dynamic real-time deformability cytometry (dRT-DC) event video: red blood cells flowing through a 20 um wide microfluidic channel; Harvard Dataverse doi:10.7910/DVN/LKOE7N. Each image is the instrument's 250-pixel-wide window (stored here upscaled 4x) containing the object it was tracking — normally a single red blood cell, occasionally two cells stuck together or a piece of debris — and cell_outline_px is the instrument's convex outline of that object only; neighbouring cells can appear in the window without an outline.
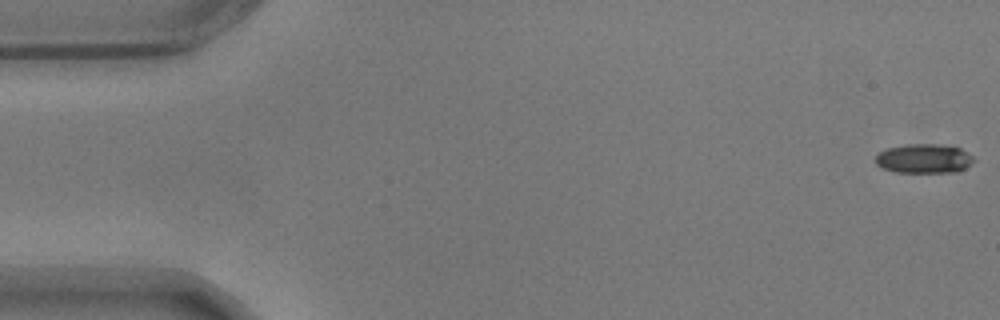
{"species": "common noctule bat (a hibernating species)", "species_latin": "Nyctalus noctula", "temperature_condition": "warm", "stored_images_in_passage": 55, "camera_frame_rate_fps": 3000, "um_per_image_px": 0.085, "animal": {"sex": "male", "body_mass_g": 17.9}, "frame": {"image": 1, "passage_image": 1, "time_ms": 0.0, "image_size_px": [1000, 320], "cell_outline_px": [[976, 160], [964, 168], [956, 172], [896, 172], [884, 168], [876, 164], [876, 156], [880, 152], [888, 148], [908, 144], [940, 144], [960, 148], [972, 156]], "centroid_in_image_um": [78.55, 13.48], "position_along_channel_um": 6.4, "area_um2": 16.59}}
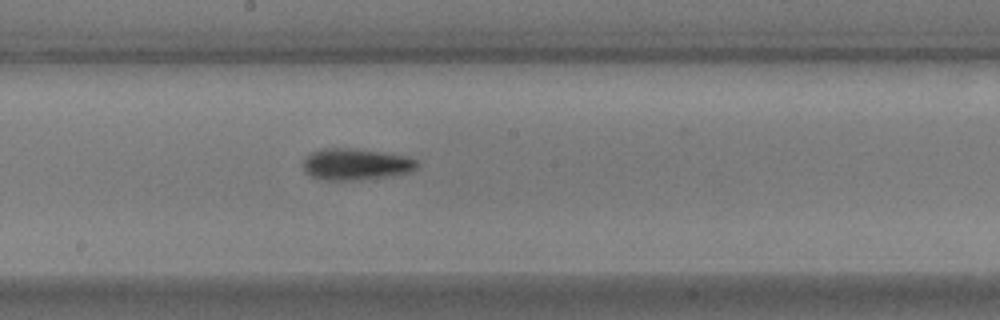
{"frame": {"image": 2, "passage_image": 31, "time_ms": 10.0, "image_size_px": [1000, 320], "cell_outline_px": [[420, 164], [416, 168], [408, 172], [384, 176], [352, 180], [320, 180], [304, 172], [304, 156], [308, 152], [320, 148], [352, 148], [388, 152], [408, 156], [416, 160]], "centroid_in_image_um": [30.2, 13.93], "position_along_channel_um": 218.0, "area_um2": 21.15}}
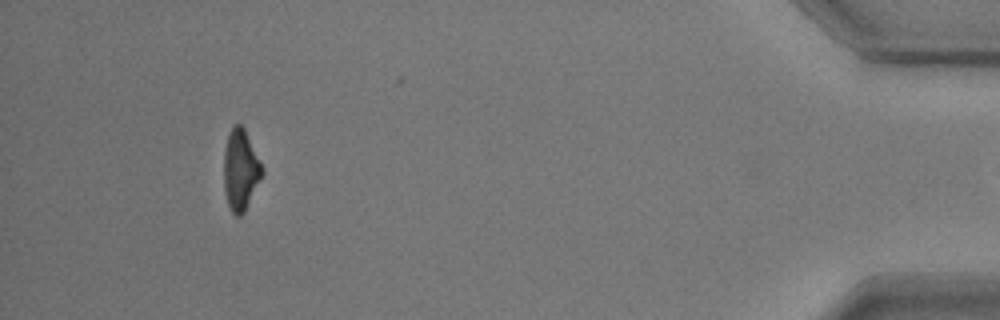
{"frame": {"image": 3, "passage_image": 54, "time_ms": 17.667, "image_size_px": [1000, 320], "cell_outline_px": [[264, 172], [244, 212], [240, 216], [236, 216], [232, 212], [228, 204], [224, 192], [224, 152], [228, 136], [232, 124], [240, 124], [244, 128], [264, 168]], "centroid_in_image_um": [20.45, 14.43], "position_along_channel_um": 414.8, "area_um2": 17.98}}